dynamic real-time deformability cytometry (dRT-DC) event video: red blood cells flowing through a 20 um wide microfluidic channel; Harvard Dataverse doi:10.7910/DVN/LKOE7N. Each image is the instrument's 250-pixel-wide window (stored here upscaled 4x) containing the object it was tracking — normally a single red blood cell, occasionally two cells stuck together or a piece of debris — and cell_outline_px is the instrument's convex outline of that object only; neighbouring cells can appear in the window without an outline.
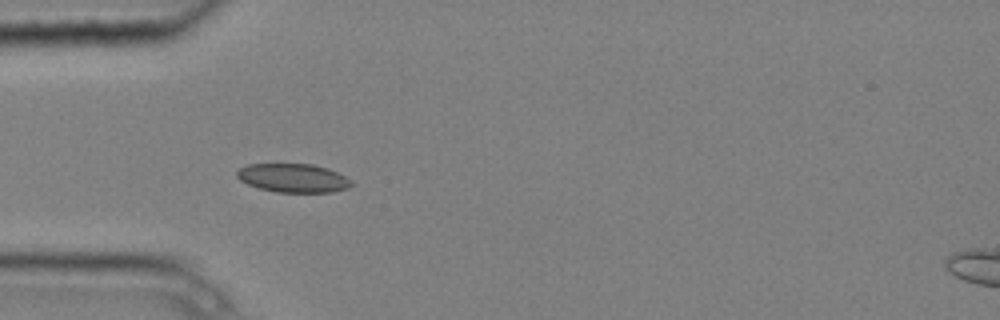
{"species": "common noctule bat (a hibernating species)", "species_latin": "Nyctalus noctula", "temperature_condition": "cold", "stored_images_in_passage": 4, "camera_frame_rate_fps": 3000, "um_per_image_px": 0.085, "animal": {"sex": "male", "body_mass_g": 20.4}, "frame": {"image": 1, "passage_image": 1, "time_ms": 0.0, "image_size_px": [1000, 320], "cell_outline_px": [[356, 184], [348, 188], [332, 192], [276, 192], [260, 188], [248, 184], [240, 180], [236, 176], [236, 172], [240, 168], [248, 164], [312, 164], [328, 168], [352, 180]], "centroid_in_image_um": [24.95, 15.13], "position_along_channel_um": 60.1, "area_um2": 19.19}}
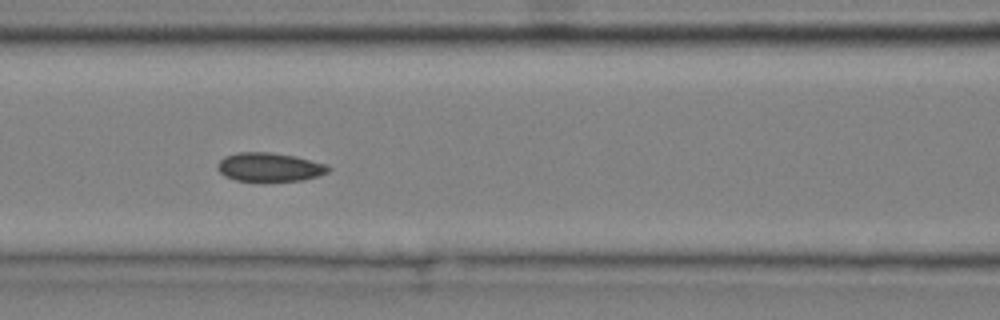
{"frame": {"image": 2, "passage_image": 3, "time_ms": 0.667, "image_size_px": [1000, 320], "cell_outline_px": [[332, 168], [328, 172], [320, 176], [300, 180], [236, 180], [224, 176], [216, 168], [216, 164], [224, 156], [236, 152], [272, 152], [296, 156], [324, 164]], "centroid_in_image_um": [22.88, 14.18], "position_along_channel_um": 143.7, "area_um2": 18.5}}
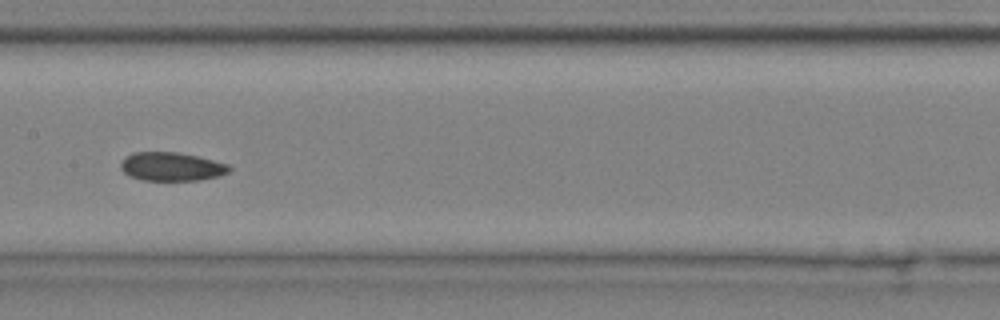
{"frame": {"image": 3, "passage_image": 4, "time_ms": 1.0, "image_size_px": [1000, 320], "cell_outline_px": [[232, 168], [228, 172], [220, 176], [200, 180], [144, 180], [128, 176], [120, 168], [120, 164], [124, 156], [132, 152], [176, 152], [196, 156], [228, 164]], "centroid_in_image_um": [14.55, 14.16], "position_along_channel_um": 192.9, "area_um2": 18.15}}